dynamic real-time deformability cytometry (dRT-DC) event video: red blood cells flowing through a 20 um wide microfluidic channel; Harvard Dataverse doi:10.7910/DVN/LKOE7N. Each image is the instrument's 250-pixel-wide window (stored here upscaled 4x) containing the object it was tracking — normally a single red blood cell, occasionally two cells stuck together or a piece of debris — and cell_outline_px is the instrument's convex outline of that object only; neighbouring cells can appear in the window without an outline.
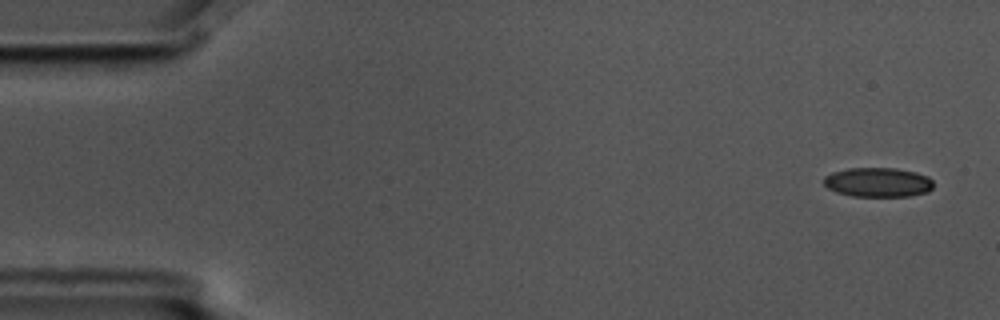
{"species": "common noctule bat (a hibernating species)", "species_latin": "Nyctalus noctula", "temperature_condition": "cold", "stored_images_in_passage": 6, "camera_frame_rate_fps": 3000, "um_per_image_px": 0.085, "animal": {"sex": "male", "body_mass_g": 17.5, "forearm_length_mm": 52.3}, "frame": {"image": 1, "passage_image": 1, "time_ms": 0.0, "image_size_px": [1000, 320], "cell_outline_px": [[932, 188], [928, 192], [908, 196], [852, 196], [836, 192], [828, 188], [824, 184], [824, 176], [832, 172], [848, 168], [896, 168], [916, 172], [928, 176], [932, 180]], "centroid_in_image_um": [74.62, 15.49], "position_along_channel_um": 10.4, "area_um2": 18.84}}